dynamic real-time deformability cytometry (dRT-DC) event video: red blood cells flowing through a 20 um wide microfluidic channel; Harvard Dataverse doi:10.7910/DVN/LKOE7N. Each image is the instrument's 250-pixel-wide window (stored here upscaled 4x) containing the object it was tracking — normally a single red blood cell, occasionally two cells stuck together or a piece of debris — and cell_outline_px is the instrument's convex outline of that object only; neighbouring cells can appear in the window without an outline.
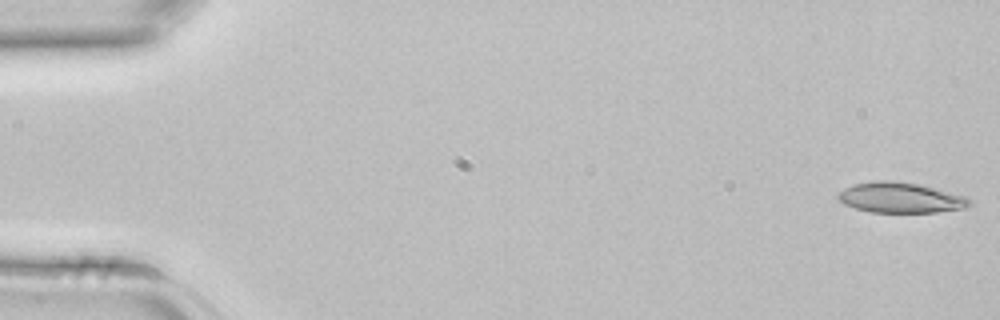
{"species": "common noctule bat (a hibernating species)", "species_latin": "Nyctalus noctula", "temperature_condition": "room temperature", "stored_images_in_passage": 3, "camera_frame_rate_fps": 3000, "um_per_image_px": 0.085, "animal": {"sex": "female", "body_mass_g": 22.7, "forearm_length_mm": 54.2}, "frame": {"image": 1, "passage_image": 1, "time_ms": 0.0, "image_size_px": [1000, 320], "cell_outline_px": [[972, 204], [964, 208], [936, 212], [868, 212], [844, 204], [836, 196], [836, 192], [844, 188], [856, 184], [872, 180], [892, 180], [920, 184], [968, 196], [972, 200]], "centroid_in_image_um": [76.56, 16.79], "position_along_channel_um": 8.4, "area_um2": 23.58}}